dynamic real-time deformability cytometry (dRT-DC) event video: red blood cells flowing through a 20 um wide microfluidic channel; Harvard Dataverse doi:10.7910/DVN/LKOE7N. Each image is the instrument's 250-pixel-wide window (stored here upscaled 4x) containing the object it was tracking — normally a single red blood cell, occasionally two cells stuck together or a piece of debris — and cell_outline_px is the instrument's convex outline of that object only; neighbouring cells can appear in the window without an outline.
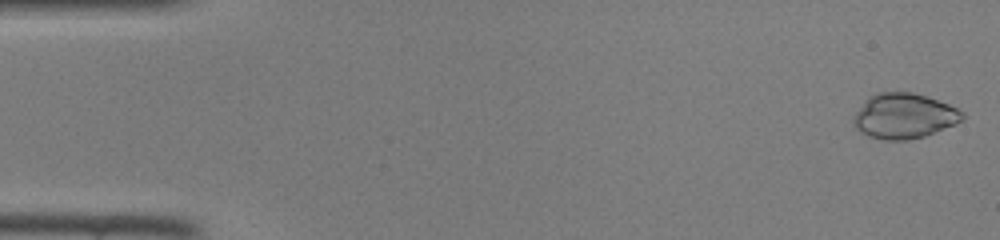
{"species": "common noctule bat (a hibernating species)", "species_latin": "Nyctalus noctula", "temperature_condition": "room temperature", "stored_images_in_passage": 46, "camera_frame_rate_fps": 3000, "um_per_image_px": 0.085, "animal": {"sex": "female", "body_mass_g": 22.0, "forearm_length_mm": 56.7}, "frame": {"image": 1, "passage_image": 1, "time_ms": 0.0, "image_size_px": [1000, 240], "cell_outline_px": [[964, 120], [956, 124], [924, 136], [908, 140], [884, 140], [868, 136], [860, 132], [852, 124], [852, 120], [856, 112], [868, 96], [876, 92], [912, 92], [928, 96], [948, 104], [964, 112]], "centroid_in_image_um": [76.84, 9.85], "position_along_channel_um": 8.2, "area_um2": 28.9}}
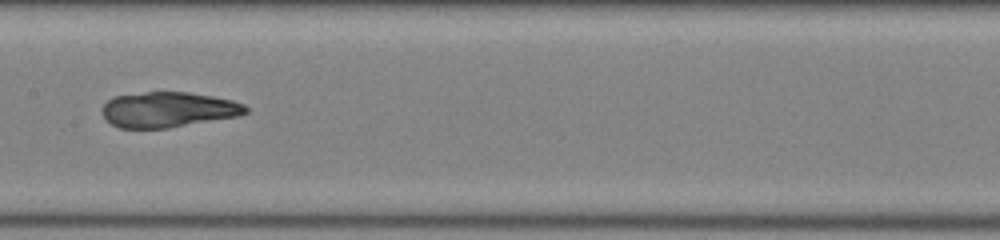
{"frame": {"image": 2, "passage_image": 23, "time_ms": 7.333, "image_size_px": [1000, 240], "cell_outline_px": [[248, 112], [240, 116], [168, 128], [120, 128], [112, 124], [104, 116], [104, 104], [108, 100], [116, 96], [144, 92], [188, 92], [212, 96], [232, 100], [244, 104], [248, 108]], "centroid_in_image_um": [14.35, 9.32], "position_along_channel_um": 193.0, "area_um2": 29.42}}
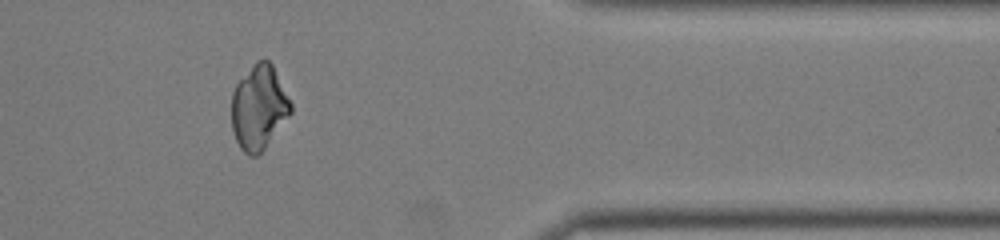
{"frame": {"image": 3, "passage_image": 38, "time_ms": 12.333, "image_size_px": [1000, 240], "cell_outline_px": [[292, 112], [264, 148], [256, 156], [248, 156], [240, 148], [236, 140], [232, 128], [232, 92], [236, 84], [256, 60], [268, 60], [272, 64], [292, 104]], "centroid_in_image_um": [21.99, 9.13], "position_along_channel_um": 389.4, "area_um2": 28.84}}